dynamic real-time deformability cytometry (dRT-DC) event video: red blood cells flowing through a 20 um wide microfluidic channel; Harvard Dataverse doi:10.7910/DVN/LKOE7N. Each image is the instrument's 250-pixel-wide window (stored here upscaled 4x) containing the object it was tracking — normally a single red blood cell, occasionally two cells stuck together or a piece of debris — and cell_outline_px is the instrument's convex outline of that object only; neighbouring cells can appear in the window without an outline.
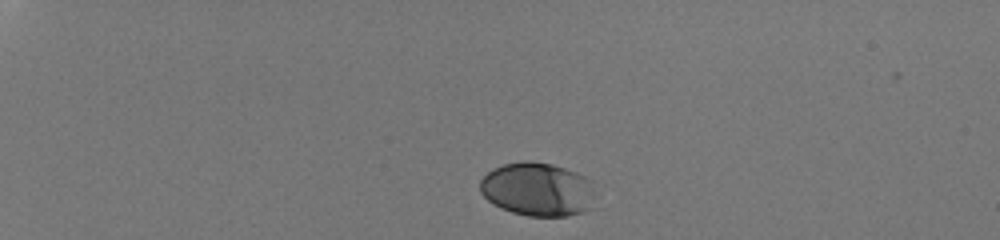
{"species": "human", "species_latin": "Homo sapiens", "temperature_condition": "room temperature", "stored_images_in_passage": 35, "camera_frame_rate_fps": 3000, "um_per_image_px": 0.085, "donor": {"sex": "male"}, "frame": {"image": 1, "passage_image": 1, "time_ms": 0.0, "image_size_px": [1000, 240], "cell_outline_px": [[592, 208], [584, 212], [568, 216], [528, 216], [512, 212], [500, 208], [492, 204], [480, 192], [480, 180], [492, 168], [504, 164], [524, 160], [532, 160], [552, 164], [576, 172], [584, 176], [588, 180], [592, 192]], "centroid_in_image_um": [45.65, 16.09], "position_along_channel_um": 39.4, "area_um2": 36.07}}
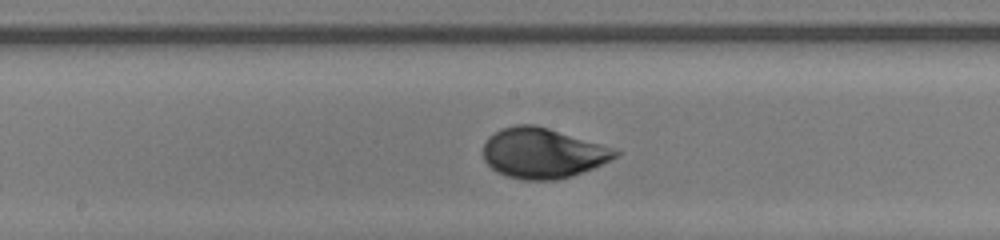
{"frame": {"image": 2, "passage_image": 20, "time_ms": 6.333, "image_size_px": [1000, 240], "cell_outline_px": [[620, 152], [616, 156], [592, 168], [572, 176], [556, 180], [524, 180], [508, 176], [496, 172], [484, 160], [484, 144], [488, 136], [500, 128], [516, 124], [536, 124], [600, 144], [612, 148]], "centroid_in_image_um": [46.07, 13.0], "position_along_channel_um": 202.1, "area_um2": 38.38}}
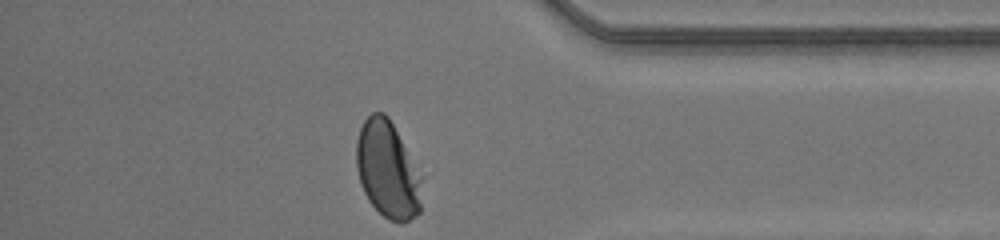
{"frame": {"image": 3, "passage_image": 35, "time_ms": 11.333, "image_size_px": [1000, 240], "cell_outline_px": [[420, 212], [408, 220], [400, 224], [388, 220], [368, 200], [360, 184], [356, 168], [356, 140], [360, 128], [364, 120], [372, 112], [384, 112], [388, 116], [420, 180]], "centroid_in_image_um": [32.86, 14.45], "position_along_channel_um": 402.3, "area_um2": 35.95}, "authors_computed_cell_mechanics": {"area_um2": 37.57, "velocity_mm_per_s": 4.1845, "shape_relaxation_time_tau1_ms": 2.3751, "shape_relaxation_time_tau2_ms": null, "deformation_change_tau1": 0.1338, "deformation_change_tau2": null}}